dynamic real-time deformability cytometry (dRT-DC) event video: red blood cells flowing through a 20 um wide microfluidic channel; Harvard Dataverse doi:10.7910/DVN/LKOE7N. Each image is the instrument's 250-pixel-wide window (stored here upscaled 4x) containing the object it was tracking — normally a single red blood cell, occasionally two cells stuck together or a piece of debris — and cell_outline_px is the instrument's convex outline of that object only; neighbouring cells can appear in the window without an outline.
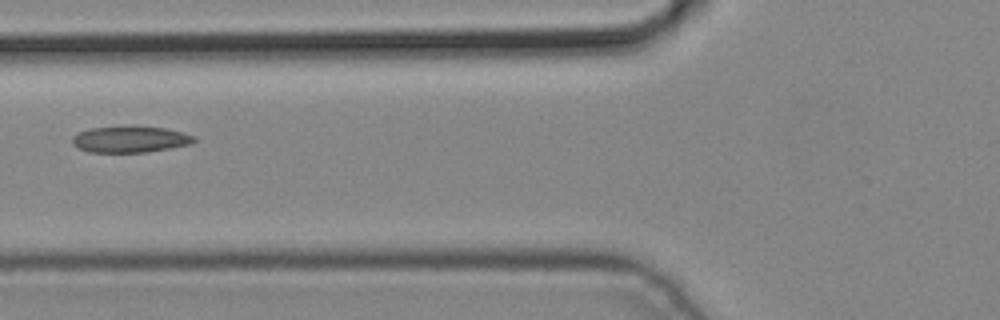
{"species": "common noctule bat (a hibernating species)", "species_latin": "Nyctalus noctula", "temperature_condition": "cold", "stored_images_in_passage": 6, "camera_frame_rate_fps": 3000, "um_per_image_px": 0.085, "animal": {"sex": "male", "body_mass_g": 19.2, "forearm_length_mm": 51.8}, "frame": {"image": 1, "passage_image": 6, "time_ms": 1.667, "image_size_px": [1000, 320], "cell_outline_px": [[196, 140], [192, 144], [148, 152], [88, 152], [76, 148], [72, 144], [72, 136], [80, 132], [92, 128], [128, 124], [164, 128], [196, 136]], "centroid_in_image_um": [11.05, 11.82], "position_along_channel_um": 114.8, "area_um2": 19.19}}